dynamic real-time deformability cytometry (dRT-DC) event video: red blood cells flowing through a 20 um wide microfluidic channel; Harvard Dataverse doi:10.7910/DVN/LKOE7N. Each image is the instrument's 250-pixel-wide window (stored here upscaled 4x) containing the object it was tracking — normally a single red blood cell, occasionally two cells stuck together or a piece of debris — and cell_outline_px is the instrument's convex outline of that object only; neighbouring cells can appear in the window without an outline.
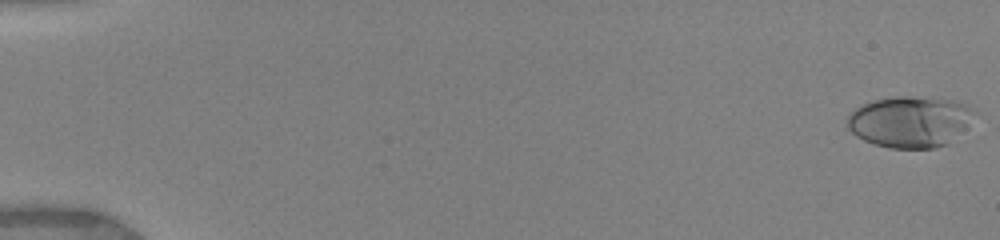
{"species": "human", "species_latin": "Homo sapiens", "temperature_condition": "warm", "stored_images_in_passage": 17, "camera_frame_rate_fps": 3000, "um_per_image_px": 0.085, "donor": {"sex": "female"}, "frame": {"image": 1, "passage_image": 1, "time_ms": 0.0, "image_size_px": [1000, 240], "cell_outline_px": [[976, 112], [964, 128], [948, 144], [936, 148], [888, 148], [864, 140], [856, 136], [848, 128], [848, 116], [856, 108], [872, 100], [896, 96], [908, 96], [952, 100], [976, 108]], "centroid_in_image_um": [77.35, 10.34], "position_along_channel_um": 7.7, "area_um2": 37.69}}
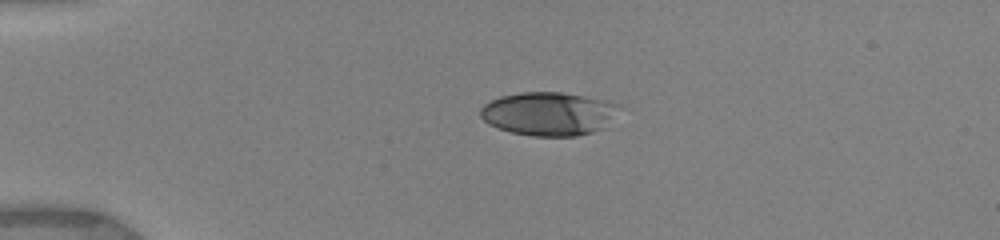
{"frame": {"image": 2, "passage_image": 7, "time_ms": 4.0, "image_size_px": [1000, 240], "cell_outline_px": [[624, 108], [608, 128], [576, 136], [532, 136], [512, 132], [488, 124], [480, 116], [480, 108], [484, 104], [500, 96], [520, 92], [560, 92], [608, 100], [620, 104]], "centroid_in_image_um": [46.75, 9.67], "position_along_channel_um": 38.2, "area_um2": 35.89}}